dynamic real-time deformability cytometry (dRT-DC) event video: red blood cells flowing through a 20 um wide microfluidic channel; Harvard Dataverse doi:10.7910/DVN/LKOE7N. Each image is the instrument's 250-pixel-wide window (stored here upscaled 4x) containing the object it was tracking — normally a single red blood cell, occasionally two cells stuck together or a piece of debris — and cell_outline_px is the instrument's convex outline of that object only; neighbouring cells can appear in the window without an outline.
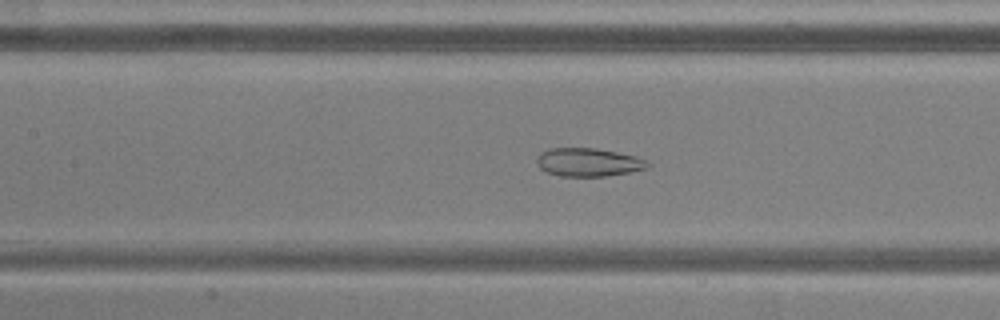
{"species": "common noctule bat (a hibernating species)", "species_latin": "Nyctalus noctula", "temperature_condition": "warm", "stored_images_in_passage": 51, "camera_frame_rate_fps": 3000, "um_per_image_px": 0.085, "animal": {"sex": "male", "body_mass_g": 20.5, "forearm_length_mm": 52.5}, "frame": {"image": 1, "passage_image": 22, "time_ms": 7.0, "image_size_px": [1000, 320], "cell_outline_px": [[652, 164], [648, 168], [628, 172], [604, 176], [560, 176], [548, 172], [540, 168], [536, 164], [536, 156], [540, 152], [548, 148], [596, 148], [636, 156]], "centroid_in_image_um": [49.97, 13.78], "position_along_channel_um": 157.4, "area_um2": 18.32}}
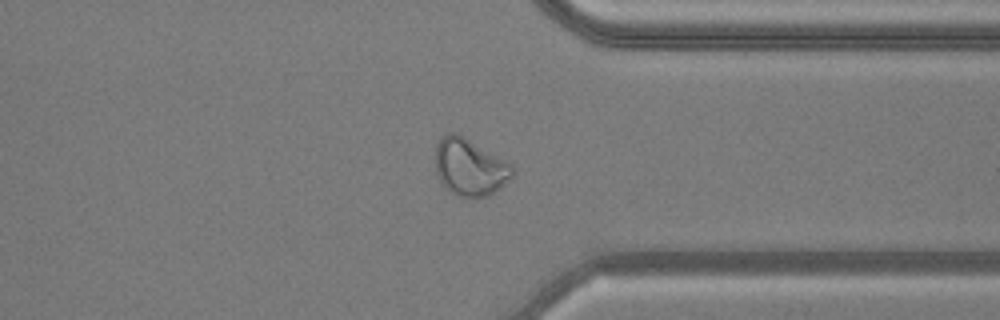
{"frame": {"image": 2, "passage_image": 39, "time_ms": 12.667, "image_size_px": [1000, 320], "cell_outline_px": [[516, 172], [500, 188], [488, 196], [472, 200], [456, 196], [444, 188], [436, 172], [436, 144], [440, 136], [448, 132], [456, 132], [504, 160]], "centroid_in_image_um": [39.89, 14.25], "position_along_channel_um": 371.5, "area_um2": 25.84}}
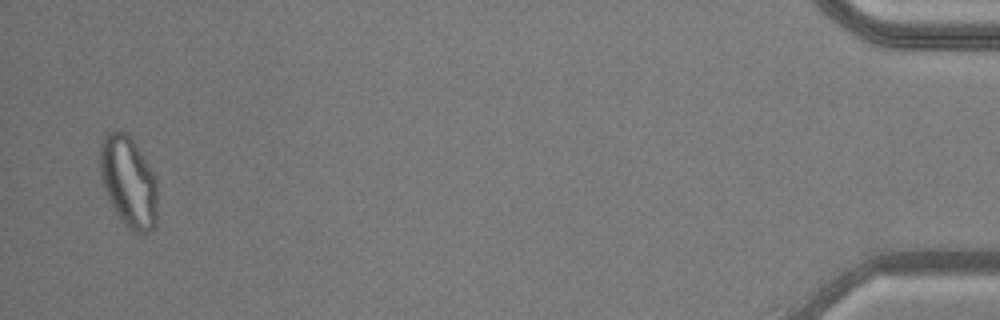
{"frame": {"image": 3, "passage_image": 50, "time_ms": 16.333, "image_size_px": [1000, 320], "cell_outline_px": [[156, 224], [148, 232], [140, 236], [132, 232], [124, 224], [116, 212], [100, 180], [100, 140], [112, 128], [128, 132], [148, 164], [156, 180]], "centroid_in_image_um": [10.9, 15.42], "position_along_channel_um": 424.3, "area_um2": 30.69}, "authors_computed_cell_mechanics": {"area_um2": 26.01, "velocity_mm_per_s": 3.8528, "shape_relaxation_time_tau1_ms": null, "shape_relaxation_time_tau2_ms": 1.7392, "deformation_change_tau1": null, "deformation_change_tau2": 0.0909}}